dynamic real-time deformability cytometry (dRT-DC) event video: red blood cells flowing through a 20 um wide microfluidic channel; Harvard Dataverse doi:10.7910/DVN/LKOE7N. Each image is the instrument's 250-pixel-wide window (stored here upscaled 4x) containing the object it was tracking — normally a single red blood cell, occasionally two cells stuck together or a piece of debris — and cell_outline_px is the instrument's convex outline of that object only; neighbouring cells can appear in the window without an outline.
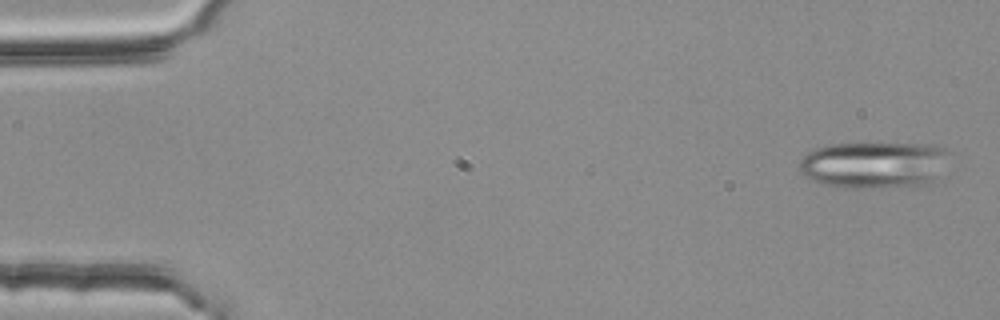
{"species": "common noctule bat (a hibernating species)", "species_latin": "Nyctalus noctula", "temperature_condition": "room temperature", "stored_images_in_passage": 6, "camera_frame_rate_fps": 3000, "um_per_image_px": 0.085, "animal": {"sex": "female", "body_mass_g": 25.1}, "frame": {"image": 1, "passage_image": 6, "time_ms": 1.667, "image_size_px": [1000, 320], "cell_outline_px": [[948, 152], [932, 176], [924, 184], [860, 188], [844, 188], [812, 180], [804, 176], [800, 172], [800, 160], [808, 152], [816, 148], [832, 144], [928, 144], [944, 148]], "centroid_in_image_um": [74.14, 13.99], "position_along_channel_um": 10.9, "area_um2": 39.3}}